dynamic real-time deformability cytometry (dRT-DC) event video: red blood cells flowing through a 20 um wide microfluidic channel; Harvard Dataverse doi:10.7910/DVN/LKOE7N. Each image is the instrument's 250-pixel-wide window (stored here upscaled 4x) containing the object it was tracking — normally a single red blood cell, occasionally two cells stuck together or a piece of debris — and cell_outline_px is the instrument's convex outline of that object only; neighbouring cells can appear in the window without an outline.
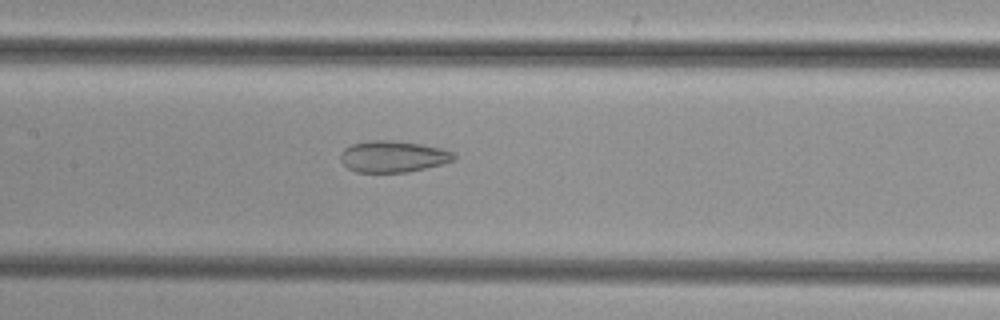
{"species": "common noctule bat (a hibernating species)", "species_latin": "Nyctalus noctula", "temperature_condition": "cold", "stored_images_in_passage": 53, "camera_frame_rate_fps": 3000, "um_per_image_px": 0.085, "animal": {"sex": "female", "body_mass_g": 29.2, "forearm_length_mm": 56.3}, "frame": {"image": 1, "passage_image": 25, "time_ms": 8.0, "image_size_px": [1000, 320], "cell_outline_px": [[456, 160], [408, 172], [356, 172], [348, 168], [340, 160], [340, 152], [344, 148], [352, 144], [372, 140], [388, 140], [420, 144], [440, 148], [452, 152], [456, 156]], "centroid_in_image_um": [33.38, 13.3], "position_along_channel_um": 174.0, "area_um2": 20.63}}
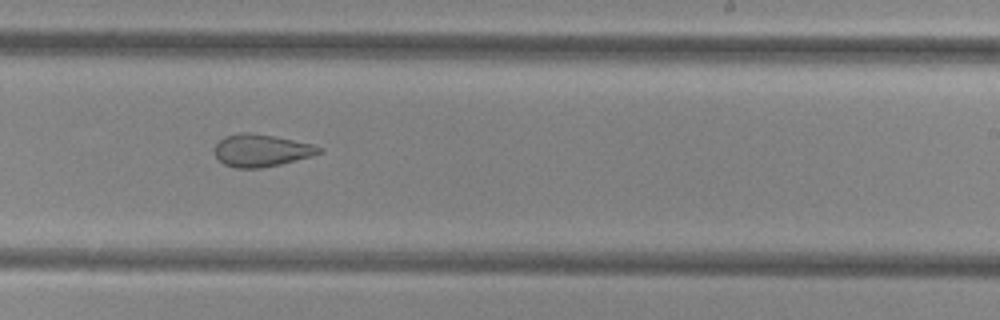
{"frame": {"image": 2, "passage_image": 32, "time_ms": 10.333, "image_size_px": [1000, 320], "cell_outline_px": [[324, 152], [312, 156], [280, 164], [260, 168], [236, 168], [224, 164], [216, 156], [216, 144], [224, 136], [240, 132], [248, 132], [272, 136], [312, 144], [324, 148]], "centroid_in_image_um": [22.24, 12.79], "position_along_channel_um": 266.8, "area_um2": 19.54}}
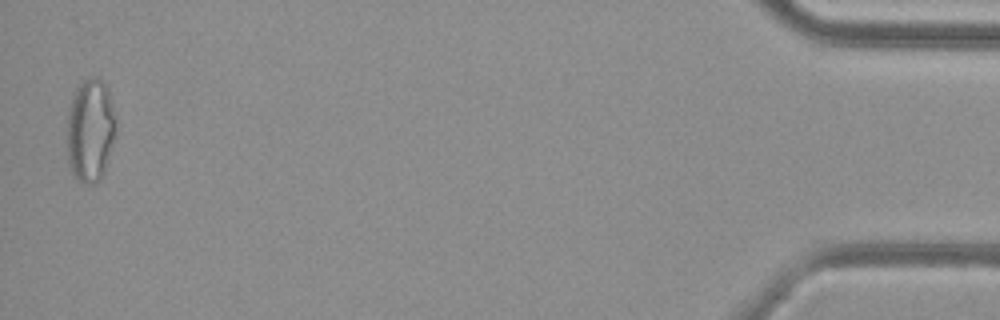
{"frame": {"image": 3, "passage_image": 51, "time_ms": 16.667, "image_size_px": [1000, 320], "cell_outline_px": [[116, 136], [104, 172], [100, 180], [96, 184], [84, 184], [72, 172], [68, 164], [68, 108], [72, 96], [76, 88], [84, 80], [92, 76], [96, 76], [104, 80], [108, 88], [112, 104], [116, 124]], "centroid_in_image_um": [7.7, 11.06], "position_along_channel_um": 427.5, "area_um2": 29.77}}